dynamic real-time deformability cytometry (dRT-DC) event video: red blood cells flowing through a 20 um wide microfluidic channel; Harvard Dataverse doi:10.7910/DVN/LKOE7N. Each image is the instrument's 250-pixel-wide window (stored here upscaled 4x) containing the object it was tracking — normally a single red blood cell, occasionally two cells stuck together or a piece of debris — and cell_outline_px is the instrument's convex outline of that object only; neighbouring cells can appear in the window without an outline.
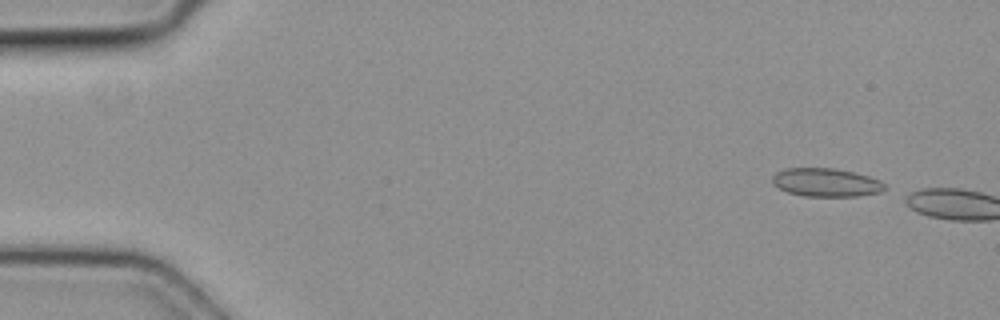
{"species": "common noctule bat (a hibernating species)", "species_latin": "Nyctalus noctula", "temperature_condition": "cold", "stored_images_in_passage": 2, "camera_frame_rate_fps": 3000, "um_per_image_px": 0.085, "animal": {"sex": "female", "body_mass_g": 19.3, "forearm_length_mm": 54.1}, "frame": {"image": 1, "passage_image": 1, "time_ms": 0.0, "image_size_px": [1000, 320], "cell_outline_px": [[888, 188], [880, 192], [856, 196], [804, 196], [788, 192], [780, 188], [772, 180], [772, 176], [776, 172], [788, 168], [832, 168], [852, 172], [868, 176], [880, 180]], "centroid_in_image_um": [70.24, 15.51], "position_along_channel_um": 14.8, "area_um2": 18.38}}